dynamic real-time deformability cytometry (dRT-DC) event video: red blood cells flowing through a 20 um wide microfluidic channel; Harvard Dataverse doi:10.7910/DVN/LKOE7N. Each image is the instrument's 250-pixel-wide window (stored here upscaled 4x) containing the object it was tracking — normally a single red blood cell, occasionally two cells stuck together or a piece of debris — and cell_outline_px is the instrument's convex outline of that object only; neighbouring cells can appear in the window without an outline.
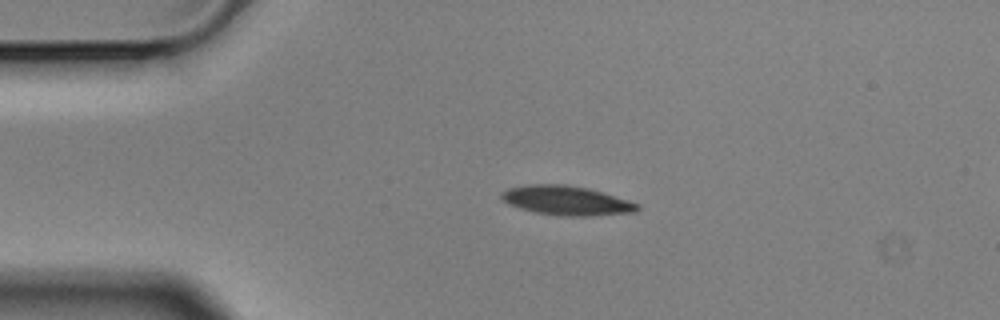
{"species": "Egyptian fruit bat (a non-hibernating species)", "species_latin": "Rousettus aegyptiacus", "temperature_condition": "cold", "stored_images_in_passage": 5, "segment_of_instrument_passage": [1, 2], "camera_frame_rate_fps": 3000, "um_per_image_px": 0.085, "animal": {"sex": "male"}, "frame": {"image": 1, "passage_image": 3, "time_ms": 0.667, "image_size_px": [1000, 320], "cell_outline_px": [[640, 208], [636, 212], [592, 216], [560, 216], [536, 212], [520, 208], [508, 204], [500, 196], [500, 192], [508, 188], [524, 184], [564, 184], [588, 188], [604, 192], [640, 204]], "centroid_in_image_um": [48.16, 17.04], "position_along_channel_um": 36.8, "area_um2": 23.47}}